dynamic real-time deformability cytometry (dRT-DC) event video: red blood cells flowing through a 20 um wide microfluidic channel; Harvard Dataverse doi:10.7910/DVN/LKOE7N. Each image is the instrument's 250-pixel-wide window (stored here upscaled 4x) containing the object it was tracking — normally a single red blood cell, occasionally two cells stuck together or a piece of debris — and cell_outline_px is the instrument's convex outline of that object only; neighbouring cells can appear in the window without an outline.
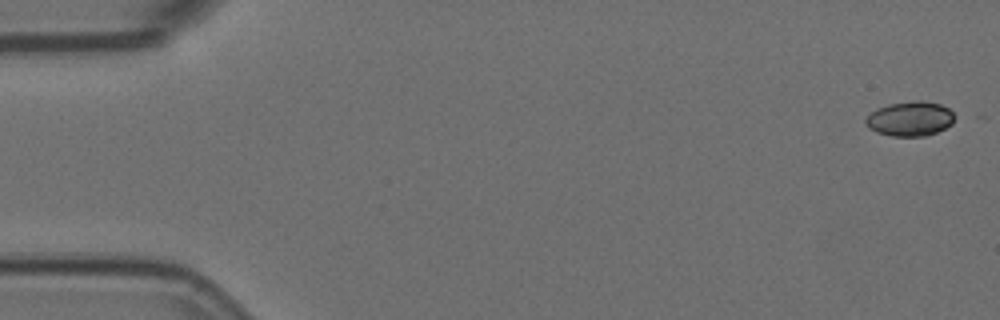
{"species": "Egyptian fruit bat (a non-hibernating species)", "species_latin": "Rousettus aegyptiacus", "temperature_condition": "room temperature", "stored_images_in_passage": 6, "camera_frame_rate_fps": 3000, "um_per_image_px": 0.085, "animal": {"sex": "female"}, "frame": {"image": 1, "passage_image": 1, "time_ms": 0.0, "image_size_px": [1000, 320], "cell_outline_px": [[960, 116], [952, 124], [936, 132], [924, 136], [892, 136], [876, 132], [868, 128], [864, 124], [864, 120], [876, 108], [888, 104], [916, 100], [920, 100], [940, 104], [948, 108]], "centroid_in_image_um": [77.39, 10.09], "position_along_channel_um": 7.6, "area_um2": 18.26}}
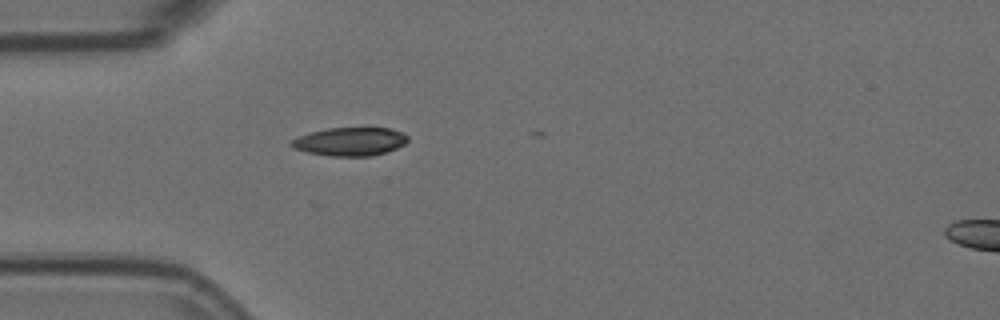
{"frame": {"image": 2, "passage_image": 5, "time_ms": 1.333, "image_size_px": [1000, 320], "cell_outline_px": [[408, 140], [404, 144], [396, 148], [372, 156], [332, 156], [308, 152], [292, 148], [288, 144], [292, 140], [300, 136], [312, 132], [328, 128], [392, 128], [404, 132], [408, 136]], "centroid_in_image_um": [29.78, 12.03], "position_along_channel_um": 55.2, "area_um2": 19.19}}